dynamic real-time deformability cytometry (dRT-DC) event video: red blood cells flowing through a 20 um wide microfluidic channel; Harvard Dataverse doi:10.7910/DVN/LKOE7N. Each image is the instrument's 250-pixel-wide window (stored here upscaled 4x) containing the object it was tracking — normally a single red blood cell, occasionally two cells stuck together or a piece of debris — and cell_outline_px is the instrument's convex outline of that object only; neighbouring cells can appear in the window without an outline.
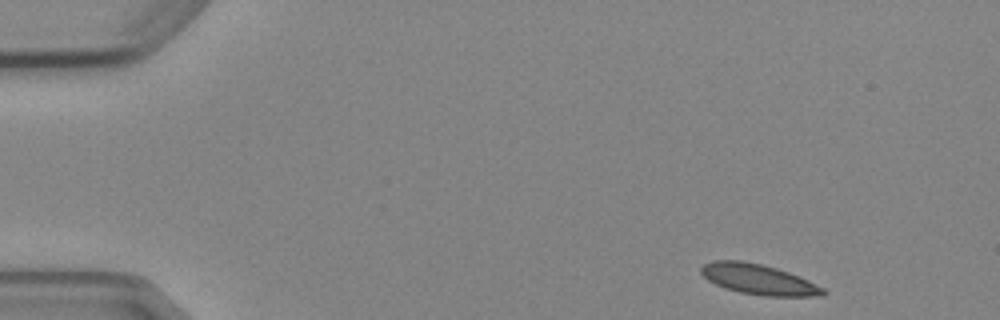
{"species": "Egyptian fruit bat (a non-hibernating species)", "species_latin": "Rousettus aegyptiacus", "temperature_condition": "cold", "stored_images_in_passage": 5, "camera_frame_rate_fps": 3000, "um_per_image_px": 0.085, "animal": {"sex": "female"}, "frame": {"image": 1, "passage_image": 1, "time_ms": 0.0, "image_size_px": [1000, 320], "cell_outline_px": [[828, 292], [824, 296], [764, 296], [740, 292], [724, 288], [708, 280], [700, 272], [700, 268], [704, 264], [712, 260], [740, 260], [760, 264], [776, 268], [788, 272], [808, 280], [824, 288]], "centroid_in_image_um": [64.48, 23.75], "position_along_channel_um": 20.5, "area_um2": 21.56}}
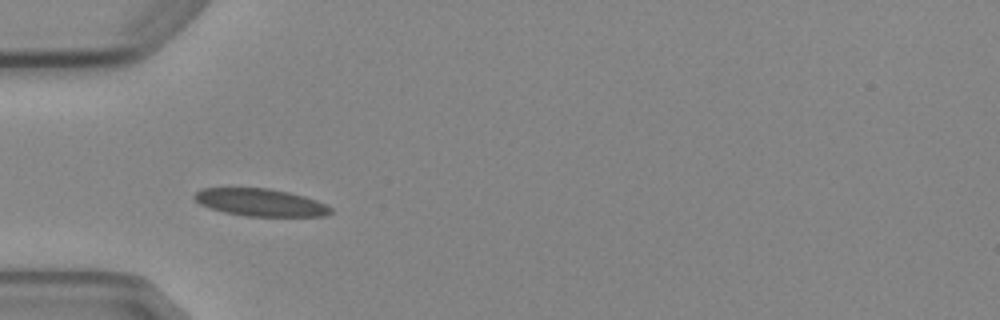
{"frame": {"image": 2, "passage_image": 4, "time_ms": 3.667, "image_size_px": [1000, 320], "cell_outline_px": [[332, 212], [324, 216], [248, 216], [224, 212], [200, 204], [192, 196], [200, 188], [268, 188], [288, 192], [304, 196], [316, 200], [332, 208]], "centroid_in_image_um": [22.13, 17.2], "position_along_channel_um": 62.9, "area_um2": 21.62}}
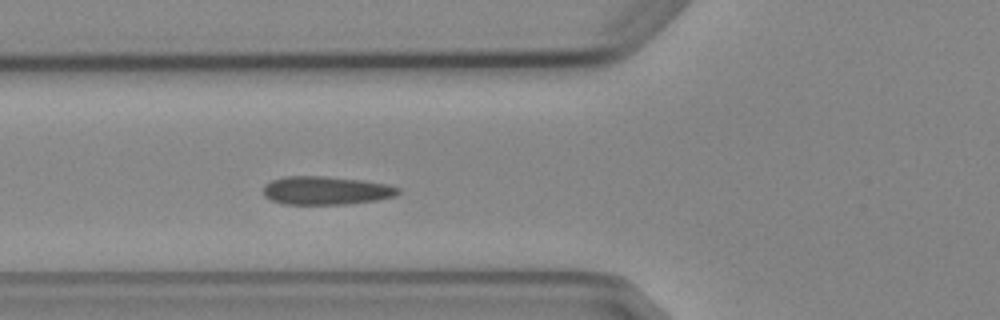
{"frame": {"image": 3, "passage_image": 5, "time_ms": 4.667, "image_size_px": [1000, 320], "cell_outline_px": [[400, 192], [396, 196], [376, 200], [344, 204], [284, 204], [272, 200], [264, 196], [264, 184], [272, 180], [284, 176], [324, 176], [360, 180], [388, 184], [400, 188]], "centroid_in_image_um": [27.71, 16.19], "position_along_channel_um": 98.1, "area_um2": 22.25}}